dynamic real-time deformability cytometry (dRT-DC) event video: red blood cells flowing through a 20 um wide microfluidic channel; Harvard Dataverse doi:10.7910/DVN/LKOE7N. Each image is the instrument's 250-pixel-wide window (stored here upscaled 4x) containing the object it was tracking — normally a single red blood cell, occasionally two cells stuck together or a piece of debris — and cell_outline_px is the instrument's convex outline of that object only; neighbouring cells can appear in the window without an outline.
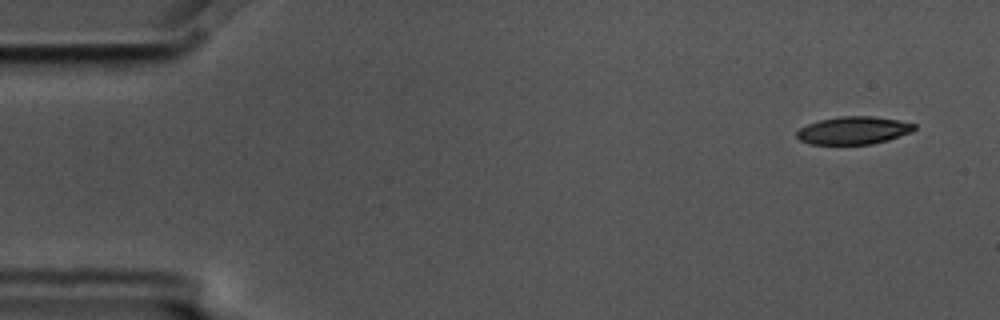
{"species": "common noctule bat (a hibernating species)", "species_latin": "Nyctalus noctula", "temperature_condition": "cold", "stored_images_in_passage": 4, "camera_frame_rate_fps": 3000, "um_per_image_px": 0.085, "animal": {"sex": "male", "body_mass_g": 17.5, "forearm_length_mm": 52.3}, "frame": {"image": 1, "passage_image": 1, "time_ms": 0.0, "image_size_px": [1000, 320], "cell_outline_px": [[916, 128], [912, 132], [888, 140], [872, 144], [812, 144], [800, 140], [796, 136], [796, 132], [800, 128], [808, 124], [820, 120], [840, 116], [872, 116], [900, 120], [916, 124]], "centroid_in_image_um": [72.58, 11.08], "position_along_channel_um": 12.4, "area_um2": 19.02}}
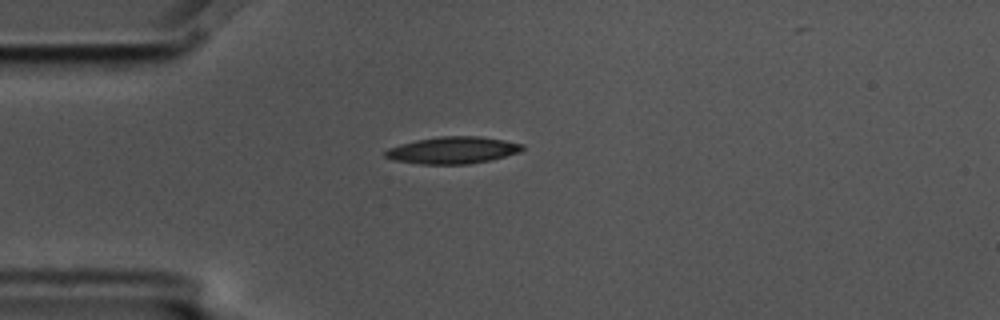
{"frame": {"image": 2, "passage_image": 4, "time_ms": 1.0, "image_size_px": [1000, 320], "cell_outline_px": [[524, 148], [520, 152], [492, 160], [468, 164], [420, 164], [392, 160], [384, 156], [384, 152], [388, 148], [400, 144], [416, 140], [440, 136], [480, 136], [504, 140], [524, 144]], "centroid_in_image_um": [38.49, 12.77], "position_along_channel_um": 46.5, "area_um2": 21.68}}